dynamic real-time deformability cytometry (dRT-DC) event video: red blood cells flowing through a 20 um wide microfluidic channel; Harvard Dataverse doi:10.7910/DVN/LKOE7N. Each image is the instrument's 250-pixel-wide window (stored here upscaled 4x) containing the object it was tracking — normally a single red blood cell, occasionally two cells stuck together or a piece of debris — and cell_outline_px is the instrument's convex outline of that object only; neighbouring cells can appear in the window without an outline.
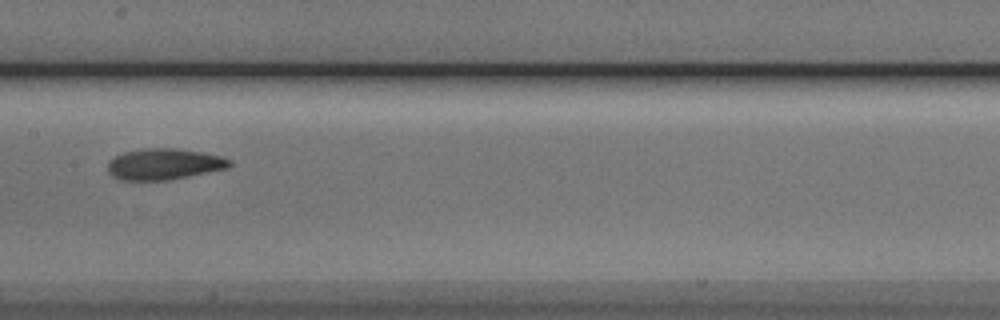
{"species": "Egyptian fruit bat (a non-hibernating species)", "species_latin": "Rousettus aegyptiacus", "temperature_condition": "cold", "stored_images_in_passage": 12, "camera_frame_rate_fps": 3000, "um_per_image_px": 0.085, "animal": {"sex": "male"}, "frame": {"image": 1, "passage_image": 9, "time_ms": 2.667, "image_size_px": [1000, 320], "cell_outline_px": [[232, 164], [228, 168], [168, 180], [120, 180], [112, 176], [108, 172], [108, 160], [124, 152], [144, 148], [176, 148], [200, 152], [220, 156], [232, 160]], "centroid_in_image_um": [13.93, 13.95], "position_along_channel_um": 193.5, "area_um2": 22.08}}
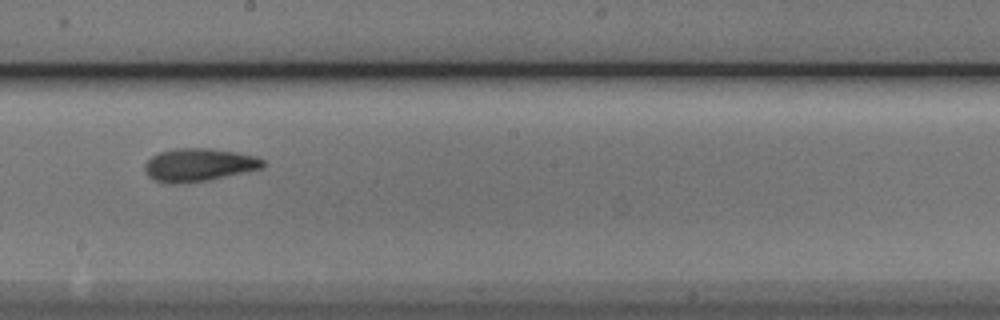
{"frame": {"image": 2, "passage_image": 10, "time_ms": 3.0, "image_size_px": [1000, 320], "cell_outline_px": [[264, 164], [260, 168], [208, 180], [180, 184], [168, 184], [152, 180], [144, 172], [144, 164], [152, 156], [160, 152], [176, 148], [212, 148], [236, 152], [256, 156], [264, 160]], "centroid_in_image_um": [16.83, 14.02], "position_along_channel_um": 231.4, "area_um2": 22.77}}